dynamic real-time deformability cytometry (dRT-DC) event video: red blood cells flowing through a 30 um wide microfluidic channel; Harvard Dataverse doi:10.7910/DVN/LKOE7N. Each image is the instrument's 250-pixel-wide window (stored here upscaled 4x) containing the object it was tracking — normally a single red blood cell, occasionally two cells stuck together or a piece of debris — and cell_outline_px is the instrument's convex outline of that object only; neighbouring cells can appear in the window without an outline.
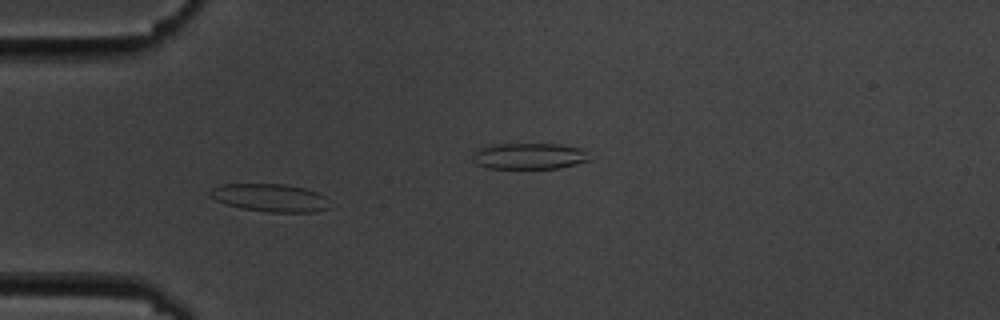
{"species": "common noctule bat (a hibernating species)", "species_latin": "Nyctalus noctula", "temperature_condition": "cold", "stored_images_in_passage": 10, "camera_frame_rate_fps": 3000, "um_per_image_px": 0.085, "animal": {"sex": "male", "body_mass_g": 19.5, "forearm_length_mm": 54.6}, "frame": {"image": 1, "passage_image": 5, "time_ms": 4.333, "image_size_px": [1000, 320], "cell_outline_px": [[328, 208], [316, 212], [268, 212], [244, 208], [224, 204], [208, 196], [208, 192], [212, 188], [224, 184], [284, 184], [304, 188], [316, 192], [324, 196]], "centroid_in_image_um": [22.9, 16.8], "position_along_channel_um": 62.1, "area_um2": 19.25}}
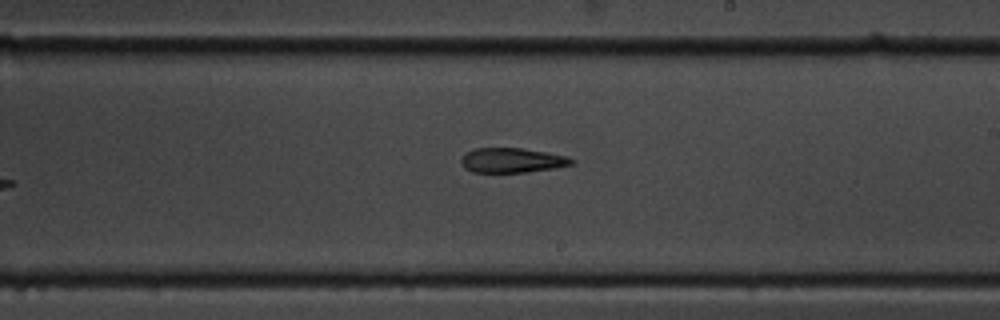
{"frame": {"image": 2, "passage_image": 10, "time_ms": 11.0, "image_size_px": [1000, 320], "cell_outline_px": [[572, 164], [556, 168], [528, 172], [472, 172], [464, 168], [460, 160], [468, 152], [476, 148], [524, 148], [564, 156], [572, 160]], "centroid_in_image_um": [43.49, 13.63], "position_along_channel_um": 245.5, "area_um2": 15.66}}